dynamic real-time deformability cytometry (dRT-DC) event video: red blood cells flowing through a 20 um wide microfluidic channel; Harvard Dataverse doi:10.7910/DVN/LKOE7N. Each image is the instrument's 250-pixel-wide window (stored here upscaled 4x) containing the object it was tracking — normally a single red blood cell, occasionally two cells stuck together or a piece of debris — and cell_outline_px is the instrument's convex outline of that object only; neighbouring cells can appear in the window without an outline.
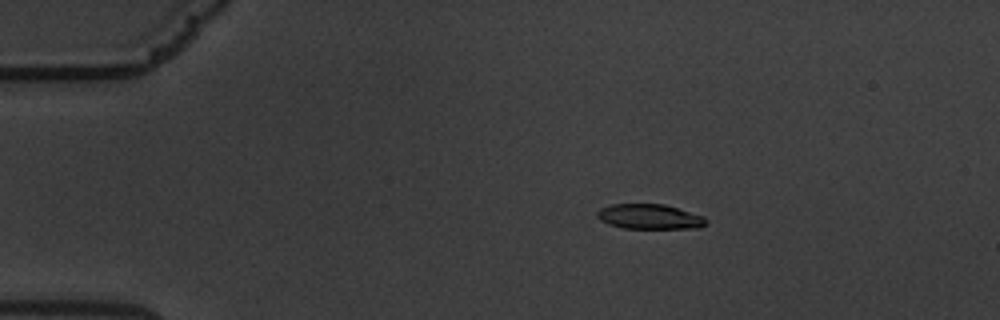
{"species": "common noctule bat (a hibernating species)", "species_latin": "Nyctalus noctula", "temperature_condition": "warm", "stored_images_in_passage": 53, "camera_frame_rate_fps": 3000, "um_per_image_px": 0.085, "animal": {"sex": "male", "body_mass_g": 19.5, "forearm_length_mm": 54.6}, "frame": {"image": 1, "passage_image": 4, "time_ms": 1.0, "image_size_px": [1000, 320], "cell_outline_px": [[708, 224], [700, 228], [624, 228], [608, 224], [600, 220], [596, 216], [596, 212], [600, 208], [612, 204], [664, 204], [704, 216], [708, 220]], "centroid_in_image_um": [55.23, 18.42], "position_along_channel_um": 29.8, "area_um2": 15.95}}
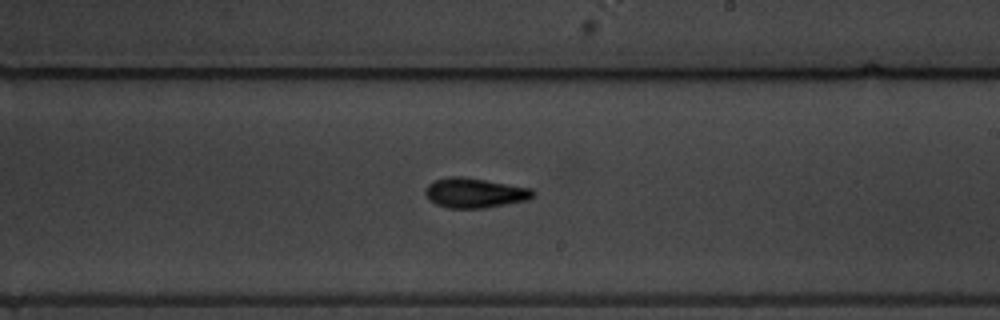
{"frame": {"image": 2, "passage_image": 29, "time_ms": 9.333, "image_size_px": [1000, 320], "cell_outline_px": [[536, 192], [532, 196], [524, 200], [484, 208], [448, 208], [436, 204], [428, 200], [424, 192], [424, 188], [432, 180], [452, 176], [460, 176], [532, 188]], "centroid_in_image_um": [40.27, 16.39], "position_along_channel_um": 248.7, "area_um2": 18.61}}
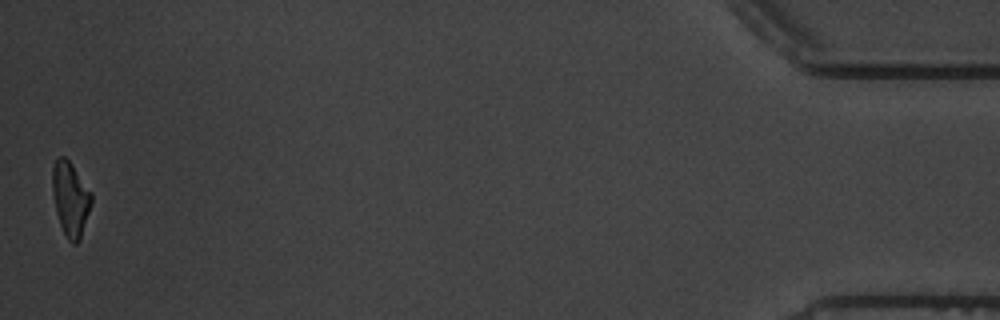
{"frame": {"image": 3, "passage_image": 53, "time_ms": 17.333, "image_size_px": [1000, 320], "cell_outline_px": [[92, 200], [80, 240], [76, 244], [72, 244], [68, 240], [60, 224], [56, 212], [52, 192], [52, 164], [60, 156], [64, 156], [72, 164], [92, 192]], "centroid_in_image_um": [5.98, 16.89], "position_along_channel_um": 429.2, "area_um2": 16.94}, "authors_computed_cell_mechanics": {"area_um2": 17.7446, "velocity_mm_per_s": 3.3691, "shape_relaxation_time_tau1_ms": 4.7663, "shape_relaxation_time_tau2_ms": 3.1892, "deformation_change_tau1": 0.1558, "deformation_change_tau2": 0.099}}